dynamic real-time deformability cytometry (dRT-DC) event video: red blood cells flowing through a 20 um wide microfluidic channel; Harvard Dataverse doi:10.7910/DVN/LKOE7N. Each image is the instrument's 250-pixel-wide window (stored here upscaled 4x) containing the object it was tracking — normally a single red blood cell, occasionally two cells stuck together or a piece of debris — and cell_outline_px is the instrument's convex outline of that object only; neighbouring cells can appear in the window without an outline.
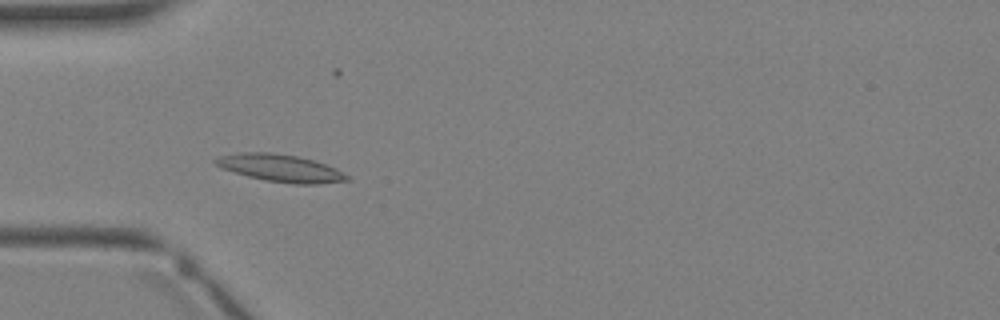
{"species": "Egyptian fruit bat (a non-hibernating species)", "species_latin": "Rousettus aegyptiacus", "temperature_condition": "warm", "stored_images_in_passage": 2, "camera_frame_rate_fps": 3000, "um_per_image_px": 0.085, "animal": {"sex": "female"}, "frame": {"image": 1, "passage_image": 1, "time_ms": 0.0, "image_size_px": [1000, 320], "cell_outline_px": [[352, 180], [316, 184], [292, 184], [264, 180], [248, 176], [220, 168], [212, 160], [220, 156], [240, 152], [272, 152], [296, 156], [312, 160], [336, 168], [348, 176]], "centroid_in_image_um": [23.82, 14.29], "position_along_channel_um": 61.2, "area_um2": 20.92}}
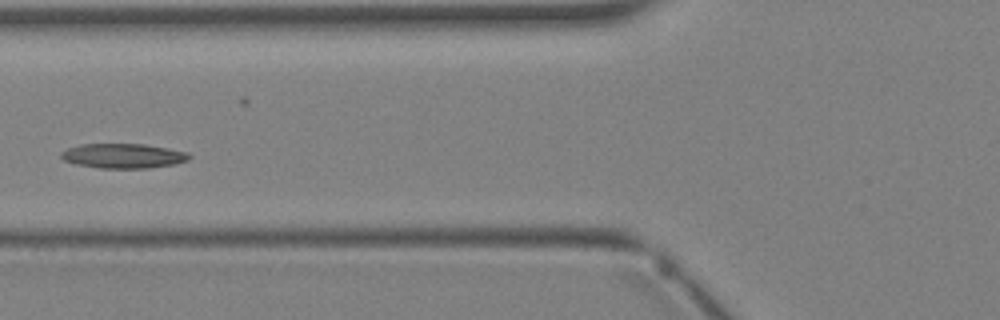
{"frame": {"image": 2, "passage_image": 2, "time_ms": 1.0, "image_size_px": [1000, 320], "cell_outline_px": [[192, 156], [188, 160], [172, 164], [148, 168], [100, 168], [76, 164], [64, 160], [60, 156], [60, 152], [68, 148], [80, 144], [144, 144], [168, 148], [188, 152]], "centroid_in_image_um": [10.47, 13.24], "position_along_channel_um": 115.3, "area_um2": 18.38}}